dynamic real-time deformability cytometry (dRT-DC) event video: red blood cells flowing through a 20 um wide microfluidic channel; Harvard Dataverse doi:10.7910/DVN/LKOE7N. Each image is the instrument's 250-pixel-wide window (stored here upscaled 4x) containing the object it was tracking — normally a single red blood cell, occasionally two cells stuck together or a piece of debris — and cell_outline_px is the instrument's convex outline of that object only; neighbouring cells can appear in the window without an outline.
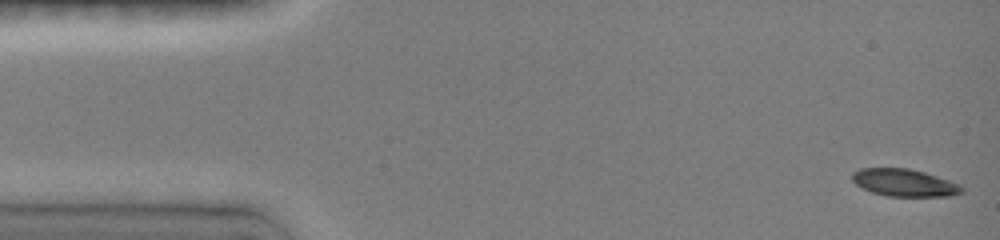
{"species": "common noctule bat (a hibernating species)", "species_latin": "Nyctalus noctula", "temperature_condition": "room temperature", "stored_images_in_passage": 39, "camera_frame_rate_fps": 3000, "um_per_image_px": 0.085, "animal": {"sex": "female", "body_mass_g": 19.0, "forearm_length_mm": 51.5}, "frame": {"image": 1, "passage_image": 1, "time_ms": 0.0, "image_size_px": [1000, 240], "cell_outline_px": [[964, 192], [948, 196], [888, 196], [872, 192], [856, 184], [852, 180], [852, 172], [860, 168], [908, 168], [924, 172], [960, 184], [964, 188]], "centroid_in_image_um": [76.87, 15.52], "position_along_channel_um": 8.1, "area_um2": 17.4}}
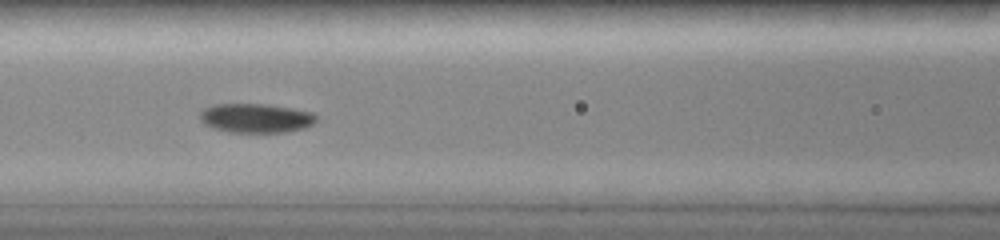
{"frame": {"image": 2, "passage_image": 19, "time_ms": 6.333, "image_size_px": [1000, 240], "cell_outline_px": [[316, 120], [312, 124], [304, 128], [288, 132], [228, 132], [204, 124], [200, 120], [200, 112], [204, 108], [216, 104], [264, 104], [292, 108], [312, 112], [316, 116]], "centroid_in_image_um": [21.75, 10.04], "position_along_channel_um": 144.9, "area_um2": 19.71}}
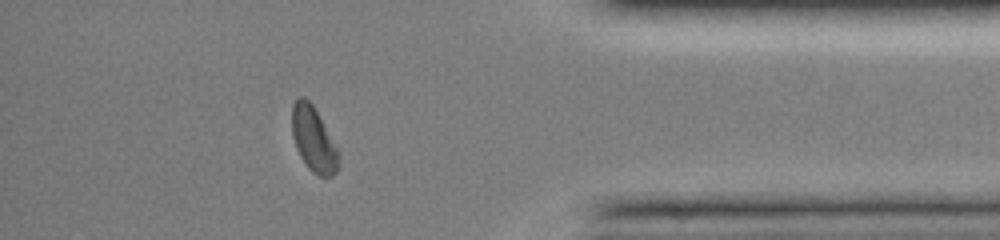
{"frame": {"image": 3, "passage_image": 35, "time_ms": 13.333, "image_size_px": [1000, 240], "cell_outline_px": [[340, 164], [336, 172], [332, 176], [320, 176], [312, 172], [308, 168], [300, 156], [296, 148], [292, 136], [292, 104], [300, 96], [304, 96], [312, 104], [340, 152]], "centroid_in_image_um": [26.66, 11.87], "position_along_channel_um": 408.5, "area_um2": 17.74}, "authors_computed_cell_mechanics": {"area_um2": 18.207, "velocity_mm_per_s": 4.0178, "shape_relaxation_time_tau1_ms": 3.3588, "shape_relaxation_time_tau2_ms": null, "deformation_change_tau1": 0.0937, "deformation_change_tau2": null}}